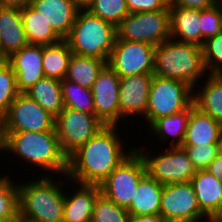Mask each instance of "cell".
<instances>
[{
  "label": "cell",
  "mask_w": 222,
  "mask_h": 222,
  "mask_svg": "<svg viewBox=\"0 0 222 222\" xmlns=\"http://www.w3.org/2000/svg\"><path fill=\"white\" fill-rule=\"evenodd\" d=\"M116 129V125H104L88 142L68 156L66 181L71 179L70 182L101 185L132 153L135 148L126 152L125 149L128 148H124L123 140L121 141Z\"/></svg>",
  "instance_id": "1"
},
{
  "label": "cell",
  "mask_w": 222,
  "mask_h": 222,
  "mask_svg": "<svg viewBox=\"0 0 222 222\" xmlns=\"http://www.w3.org/2000/svg\"><path fill=\"white\" fill-rule=\"evenodd\" d=\"M4 152L27 162L38 169L59 174H67L68 156L62 151L56 131L44 132H4Z\"/></svg>",
  "instance_id": "2"
},
{
  "label": "cell",
  "mask_w": 222,
  "mask_h": 222,
  "mask_svg": "<svg viewBox=\"0 0 222 222\" xmlns=\"http://www.w3.org/2000/svg\"><path fill=\"white\" fill-rule=\"evenodd\" d=\"M205 73L202 47L172 38L155 47L153 75L184 82L197 90L198 80L208 75Z\"/></svg>",
  "instance_id": "3"
},
{
  "label": "cell",
  "mask_w": 222,
  "mask_h": 222,
  "mask_svg": "<svg viewBox=\"0 0 222 222\" xmlns=\"http://www.w3.org/2000/svg\"><path fill=\"white\" fill-rule=\"evenodd\" d=\"M47 174L40 175L34 181L20 182L19 216L34 222H63L65 192L61 184L65 183L60 179L55 181Z\"/></svg>",
  "instance_id": "4"
},
{
  "label": "cell",
  "mask_w": 222,
  "mask_h": 222,
  "mask_svg": "<svg viewBox=\"0 0 222 222\" xmlns=\"http://www.w3.org/2000/svg\"><path fill=\"white\" fill-rule=\"evenodd\" d=\"M65 40L73 54L108 63L116 40V27L86 8H80Z\"/></svg>",
  "instance_id": "5"
},
{
  "label": "cell",
  "mask_w": 222,
  "mask_h": 222,
  "mask_svg": "<svg viewBox=\"0 0 222 222\" xmlns=\"http://www.w3.org/2000/svg\"><path fill=\"white\" fill-rule=\"evenodd\" d=\"M193 92L184 82L153 75L146 111L147 126L158 118L187 109L193 103Z\"/></svg>",
  "instance_id": "6"
},
{
  "label": "cell",
  "mask_w": 222,
  "mask_h": 222,
  "mask_svg": "<svg viewBox=\"0 0 222 222\" xmlns=\"http://www.w3.org/2000/svg\"><path fill=\"white\" fill-rule=\"evenodd\" d=\"M171 38L169 9L129 13L116 26V39L157 46Z\"/></svg>",
  "instance_id": "7"
},
{
  "label": "cell",
  "mask_w": 222,
  "mask_h": 222,
  "mask_svg": "<svg viewBox=\"0 0 222 222\" xmlns=\"http://www.w3.org/2000/svg\"><path fill=\"white\" fill-rule=\"evenodd\" d=\"M146 174L144 159L134 149L102 182L101 193L118 206L128 209L138 183Z\"/></svg>",
  "instance_id": "8"
},
{
  "label": "cell",
  "mask_w": 222,
  "mask_h": 222,
  "mask_svg": "<svg viewBox=\"0 0 222 222\" xmlns=\"http://www.w3.org/2000/svg\"><path fill=\"white\" fill-rule=\"evenodd\" d=\"M169 148V149H168ZM162 154L143 153L135 148L143 157L147 174L162 185L191 182L196 174L191 160L183 147H168ZM151 154V155H150Z\"/></svg>",
  "instance_id": "9"
},
{
  "label": "cell",
  "mask_w": 222,
  "mask_h": 222,
  "mask_svg": "<svg viewBox=\"0 0 222 222\" xmlns=\"http://www.w3.org/2000/svg\"><path fill=\"white\" fill-rule=\"evenodd\" d=\"M4 132L55 130V117L26 93H19L1 117Z\"/></svg>",
  "instance_id": "10"
},
{
  "label": "cell",
  "mask_w": 222,
  "mask_h": 222,
  "mask_svg": "<svg viewBox=\"0 0 222 222\" xmlns=\"http://www.w3.org/2000/svg\"><path fill=\"white\" fill-rule=\"evenodd\" d=\"M103 126L94 114L67 107L55 118V130L67 156L88 142Z\"/></svg>",
  "instance_id": "11"
},
{
  "label": "cell",
  "mask_w": 222,
  "mask_h": 222,
  "mask_svg": "<svg viewBox=\"0 0 222 222\" xmlns=\"http://www.w3.org/2000/svg\"><path fill=\"white\" fill-rule=\"evenodd\" d=\"M159 214L164 222H201L209 218L200 209L191 182L164 185Z\"/></svg>",
  "instance_id": "12"
},
{
  "label": "cell",
  "mask_w": 222,
  "mask_h": 222,
  "mask_svg": "<svg viewBox=\"0 0 222 222\" xmlns=\"http://www.w3.org/2000/svg\"><path fill=\"white\" fill-rule=\"evenodd\" d=\"M155 47L143 42L116 39L108 65L119 77L153 74Z\"/></svg>",
  "instance_id": "13"
},
{
  "label": "cell",
  "mask_w": 222,
  "mask_h": 222,
  "mask_svg": "<svg viewBox=\"0 0 222 222\" xmlns=\"http://www.w3.org/2000/svg\"><path fill=\"white\" fill-rule=\"evenodd\" d=\"M119 87L120 77L107 63L91 88L95 116L104 125H119Z\"/></svg>",
  "instance_id": "14"
},
{
  "label": "cell",
  "mask_w": 222,
  "mask_h": 222,
  "mask_svg": "<svg viewBox=\"0 0 222 222\" xmlns=\"http://www.w3.org/2000/svg\"><path fill=\"white\" fill-rule=\"evenodd\" d=\"M153 74H137L120 77L119 109L120 119L139 115L146 120L148 96ZM141 114V116H140Z\"/></svg>",
  "instance_id": "15"
},
{
  "label": "cell",
  "mask_w": 222,
  "mask_h": 222,
  "mask_svg": "<svg viewBox=\"0 0 222 222\" xmlns=\"http://www.w3.org/2000/svg\"><path fill=\"white\" fill-rule=\"evenodd\" d=\"M42 61L43 45L36 44H28L7 58L16 75L17 89L20 93H25L45 77Z\"/></svg>",
  "instance_id": "16"
},
{
  "label": "cell",
  "mask_w": 222,
  "mask_h": 222,
  "mask_svg": "<svg viewBox=\"0 0 222 222\" xmlns=\"http://www.w3.org/2000/svg\"><path fill=\"white\" fill-rule=\"evenodd\" d=\"M34 8L65 39L73 27L80 7L74 0H31Z\"/></svg>",
  "instance_id": "17"
},
{
  "label": "cell",
  "mask_w": 222,
  "mask_h": 222,
  "mask_svg": "<svg viewBox=\"0 0 222 222\" xmlns=\"http://www.w3.org/2000/svg\"><path fill=\"white\" fill-rule=\"evenodd\" d=\"M72 183L79 187L68 194L70 197L65 193L63 222H91L94 204L101 194L100 185Z\"/></svg>",
  "instance_id": "18"
},
{
  "label": "cell",
  "mask_w": 222,
  "mask_h": 222,
  "mask_svg": "<svg viewBox=\"0 0 222 222\" xmlns=\"http://www.w3.org/2000/svg\"><path fill=\"white\" fill-rule=\"evenodd\" d=\"M0 44L2 54L6 58L29 44L23 26L21 10L0 6Z\"/></svg>",
  "instance_id": "19"
},
{
  "label": "cell",
  "mask_w": 222,
  "mask_h": 222,
  "mask_svg": "<svg viewBox=\"0 0 222 222\" xmlns=\"http://www.w3.org/2000/svg\"><path fill=\"white\" fill-rule=\"evenodd\" d=\"M221 127L222 125L220 123L200 111L195 107L194 103H192L182 146L218 144Z\"/></svg>",
  "instance_id": "20"
},
{
  "label": "cell",
  "mask_w": 222,
  "mask_h": 222,
  "mask_svg": "<svg viewBox=\"0 0 222 222\" xmlns=\"http://www.w3.org/2000/svg\"><path fill=\"white\" fill-rule=\"evenodd\" d=\"M171 38L201 47L200 10L169 7Z\"/></svg>",
  "instance_id": "21"
},
{
  "label": "cell",
  "mask_w": 222,
  "mask_h": 222,
  "mask_svg": "<svg viewBox=\"0 0 222 222\" xmlns=\"http://www.w3.org/2000/svg\"><path fill=\"white\" fill-rule=\"evenodd\" d=\"M164 185L146 174L138 183L137 190L127 209L130 216L159 214Z\"/></svg>",
  "instance_id": "22"
},
{
  "label": "cell",
  "mask_w": 222,
  "mask_h": 222,
  "mask_svg": "<svg viewBox=\"0 0 222 222\" xmlns=\"http://www.w3.org/2000/svg\"><path fill=\"white\" fill-rule=\"evenodd\" d=\"M191 184L200 209L210 217L222 201V182L206 170H198Z\"/></svg>",
  "instance_id": "23"
},
{
  "label": "cell",
  "mask_w": 222,
  "mask_h": 222,
  "mask_svg": "<svg viewBox=\"0 0 222 222\" xmlns=\"http://www.w3.org/2000/svg\"><path fill=\"white\" fill-rule=\"evenodd\" d=\"M207 76L203 86H198L200 91L193 92V103L222 125V75Z\"/></svg>",
  "instance_id": "24"
},
{
  "label": "cell",
  "mask_w": 222,
  "mask_h": 222,
  "mask_svg": "<svg viewBox=\"0 0 222 222\" xmlns=\"http://www.w3.org/2000/svg\"><path fill=\"white\" fill-rule=\"evenodd\" d=\"M190 113L191 105L179 113L156 119L149 129L164 143L172 138L170 147H182Z\"/></svg>",
  "instance_id": "25"
},
{
  "label": "cell",
  "mask_w": 222,
  "mask_h": 222,
  "mask_svg": "<svg viewBox=\"0 0 222 222\" xmlns=\"http://www.w3.org/2000/svg\"><path fill=\"white\" fill-rule=\"evenodd\" d=\"M21 16L29 44L51 45L62 40L41 14L30 5L21 9Z\"/></svg>",
  "instance_id": "26"
},
{
  "label": "cell",
  "mask_w": 222,
  "mask_h": 222,
  "mask_svg": "<svg viewBox=\"0 0 222 222\" xmlns=\"http://www.w3.org/2000/svg\"><path fill=\"white\" fill-rule=\"evenodd\" d=\"M25 93L55 118L64 108L60 80L44 77Z\"/></svg>",
  "instance_id": "27"
},
{
  "label": "cell",
  "mask_w": 222,
  "mask_h": 222,
  "mask_svg": "<svg viewBox=\"0 0 222 222\" xmlns=\"http://www.w3.org/2000/svg\"><path fill=\"white\" fill-rule=\"evenodd\" d=\"M72 54L65 39L55 44L43 45L42 65L45 77L63 80Z\"/></svg>",
  "instance_id": "28"
},
{
  "label": "cell",
  "mask_w": 222,
  "mask_h": 222,
  "mask_svg": "<svg viewBox=\"0 0 222 222\" xmlns=\"http://www.w3.org/2000/svg\"><path fill=\"white\" fill-rule=\"evenodd\" d=\"M106 64L105 60L72 54L65 79L91 89Z\"/></svg>",
  "instance_id": "29"
},
{
  "label": "cell",
  "mask_w": 222,
  "mask_h": 222,
  "mask_svg": "<svg viewBox=\"0 0 222 222\" xmlns=\"http://www.w3.org/2000/svg\"><path fill=\"white\" fill-rule=\"evenodd\" d=\"M64 107L95 115L93 95L90 88L68 79L61 80Z\"/></svg>",
  "instance_id": "30"
},
{
  "label": "cell",
  "mask_w": 222,
  "mask_h": 222,
  "mask_svg": "<svg viewBox=\"0 0 222 222\" xmlns=\"http://www.w3.org/2000/svg\"><path fill=\"white\" fill-rule=\"evenodd\" d=\"M19 215L18 184L8 176L0 177V221H15Z\"/></svg>",
  "instance_id": "31"
},
{
  "label": "cell",
  "mask_w": 222,
  "mask_h": 222,
  "mask_svg": "<svg viewBox=\"0 0 222 222\" xmlns=\"http://www.w3.org/2000/svg\"><path fill=\"white\" fill-rule=\"evenodd\" d=\"M86 9L115 27L129 14L125 0H93Z\"/></svg>",
  "instance_id": "32"
},
{
  "label": "cell",
  "mask_w": 222,
  "mask_h": 222,
  "mask_svg": "<svg viewBox=\"0 0 222 222\" xmlns=\"http://www.w3.org/2000/svg\"><path fill=\"white\" fill-rule=\"evenodd\" d=\"M129 212L106 198L102 193L97 197L91 222H128Z\"/></svg>",
  "instance_id": "33"
},
{
  "label": "cell",
  "mask_w": 222,
  "mask_h": 222,
  "mask_svg": "<svg viewBox=\"0 0 222 222\" xmlns=\"http://www.w3.org/2000/svg\"><path fill=\"white\" fill-rule=\"evenodd\" d=\"M19 93L12 66L7 61L0 62V117L8 111Z\"/></svg>",
  "instance_id": "34"
},
{
  "label": "cell",
  "mask_w": 222,
  "mask_h": 222,
  "mask_svg": "<svg viewBox=\"0 0 222 222\" xmlns=\"http://www.w3.org/2000/svg\"><path fill=\"white\" fill-rule=\"evenodd\" d=\"M202 51L207 73L209 75H222V31L204 41Z\"/></svg>",
  "instance_id": "35"
},
{
  "label": "cell",
  "mask_w": 222,
  "mask_h": 222,
  "mask_svg": "<svg viewBox=\"0 0 222 222\" xmlns=\"http://www.w3.org/2000/svg\"><path fill=\"white\" fill-rule=\"evenodd\" d=\"M201 47L204 41L222 31V0L214 6L200 10Z\"/></svg>",
  "instance_id": "36"
},
{
  "label": "cell",
  "mask_w": 222,
  "mask_h": 222,
  "mask_svg": "<svg viewBox=\"0 0 222 222\" xmlns=\"http://www.w3.org/2000/svg\"><path fill=\"white\" fill-rule=\"evenodd\" d=\"M187 152L194 168L206 170L219 153L218 144L182 146Z\"/></svg>",
  "instance_id": "37"
},
{
  "label": "cell",
  "mask_w": 222,
  "mask_h": 222,
  "mask_svg": "<svg viewBox=\"0 0 222 222\" xmlns=\"http://www.w3.org/2000/svg\"><path fill=\"white\" fill-rule=\"evenodd\" d=\"M129 13L169 9L170 0H125Z\"/></svg>",
  "instance_id": "38"
},
{
  "label": "cell",
  "mask_w": 222,
  "mask_h": 222,
  "mask_svg": "<svg viewBox=\"0 0 222 222\" xmlns=\"http://www.w3.org/2000/svg\"><path fill=\"white\" fill-rule=\"evenodd\" d=\"M220 0H170V7L185 9H207L214 6Z\"/></svg>",
  "instance_id": "39"
},
{
  "label": "cell",
  "mask_w": 222,
  "mask_h": 222,
  "mask_svg": "<svg viewBox=\"0 0 222 222\" xmlns=\"http://www.w3.org/2000/svg\"><path fill=\"white\" fill-rule=\"evenodd\" d=\"M206 171L222 182V152L218 153L215 159L209 164Z\"/></svg>",
  "instance_id": "40"
},
{
  "label": "cell",
  "mask_w": 222,
  "mask_h": 222,
  "mask_svg": "<svg viewBox=\"0 0 222 222\" xmlns=\"http://www.w3.org/2000/svg\"><path fill=\"white\" fill-rule=\"evenodd\" d=\"M128 222H164L160 214L130 216Z\"/></svg>",
  "instance_id": "41"
},
{
  "label": "cell",
  "mask_w": 222,
  "mask_h": 222,
  "mask_svg": "<svg viewBox=\"0 0 222 222\" xmlns=\"http://www.w3.org/2000/svg\"><path fill=\"white\" fill-rule=\"evenodd\" d=\"M31 0H0V6L7 8H17L19 10L29 6Z\"/></svg>",
  "instance_id": "42"
},
{
  "label": "cell",
  "mask_w": 222,
  "mask_h": 222,
  "mask_svg": "<svg viewBox=\"0 0 222 222\" xmlns=\"http://www.w3.org/2000/svg\"><path fill=\"white\" fill-rule=\"evenodd\" d=\"M210 222H222V201L219 207L214 211V213L208 218Z\"/></svg>",
  "instance_id": "43"
},
{
  "label": "cell",
  "mask_w": 222,
  "mask_h": 222,
  "mask_svg": "<svg viewBox=\"0 0 222 222\" xmlns=\"http://www.w3.org/2000/svg\"><path fill=\"white\" fill-rule=\"evenodd\" d=\"M4 144H5V136H4L3 126H0V152L4 151Z\"/></svg>",
  "instance_id": "44"
},
{
  "label": "cell",
  "mask_w": 222,
  "mask_h": 222,
  "mask_svg": "<svg viewBox=\"0 0 222 222\" xmlns=\"http://www.w3.org/2000/svg\"><path fill=\"white\" fill-rule=\"evenodd\" d=\"M80 8H86L93 0H74Z\"/></svg>",
  "instance_id": "45"
},
{
  "label": "cell",
  "mask_w": 222,
  "mask_h": 222,
  "mask_svg": "<svg viewBox=\"0 0 222 222\" xmlns=\"http://www.w3.org/2000/svg\"><path fill=\"white\" fill-rule=\"evenodd\" d=\"M218 149H219V152H222V127H221V130L219 132Z\"/></svg>",
  "instance_id": "46"
},
{
  "label": "cell",
  "mask_w": 222,
  "mask_h": 222,
  "mask_svg": "<svg viewBox=\"0 0 222 222\" xmlns=\"http://www.w3.org/2000/svg\"><path fill=\"white\" fill-rule=\"evenodd\" d=\"M14 222H34V221L25 219V218L18 215V217L16 218V220Z\"/></svg>",
  "instance_id": "47"
},
{
  "label": "cell",
  "mask_w": 222,
  "mask_h": 222,
  "mask_svg": "<svg viewBox=\"0 0 222 222\" xmlns=\"http://www.w3.org/2000/svg\"><path fill=\"white\" fill-rule=\"evenodd\" d=\"M7 61V58L2 54L1 44H0V62Z\"/></svg>",
  "instance_id": "48"
}]
</instances>
